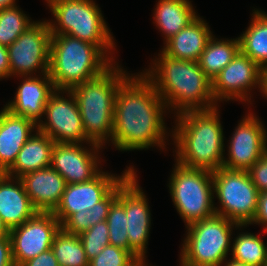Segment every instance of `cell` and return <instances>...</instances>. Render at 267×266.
Returning a JSON list of instances; mask_svg holds the SVG:
<instances>
[{"instance_id":"obj_29","label":"cell","mask_w":267,"mask_h":266,"mask_svg":"<svg viewBox=\"0 0 267 266\" xmlns=\"http://www.w3.org/2000/svg\"><path fill=\"white\" fill-rule=\"evenodd\" d=\"M51 250L59 266H89V261L79 236L68 233L62 228L53 238Z\"/></svg>"},{"instance_id":"obj_17","label":"cell","mask_w":267,"mask_h":266,"mask_svg":"<svg viewBox=\"0 0 267 266\" xmlns=\"http://www.w3.org/2000/svg\"><path fill=\"white\" fill-rule=\"evenodd\" d=\"M88 146L90 149L82 143L53 145L51 167L65 179L66 184L90 181L102 171L98 154L103 148L93 143Z\"/></svg>"},{"instance_id":"obj_41","label":"cell","mask_w":267,"mask_h":266,"mask_svg":"<svg viewBox=\"0 0 267 266\" xmlns=\"http://www.w3.org/2000/svg\"><path fill=\"white\" fill-rule=\"evenodd\" d=\"M16 5V0H0V10L10 8Z\"/></svg>"},{"instance_id":"obj_30","label":"cell","mask_w":267,"mask_h":266,"mask_svg":"<svg viewBox=\"0 0 267 266\" xmlns=\"http://www.w3.org/2000/svg\"><path fill=\"white\" fill-rule=\"evenodd\" d=\"M18 7L13 6L0 10V45L10 46L24 31L35 23Z\"/></svg>"},{"instance_id":"obj_13","label":"cell","mask_w":267,"mask_h":266,"mask_svg":"<svg viewBox=\"0 0 267 266\" xmlns=\"http://www.w3.org/2000/svg\"><path fill=\"white\" fill-rule=\"evenodd\" d=\"M254 87L262 90V68L239 51L212 81V95L216 103L236 99L251 104Z\"/></svg>"},{"instance_id":"obj_38","label":"cell","mask_w":267,"mask_h":266,"mask_svg":"<svg viewBox=\"0 0 267 266\" xmlns=\"http://www.w3.org/2000/svg\"><path fill=\"white\" fill-rule=\"evenodd\" d=\"M10 77L8 48L0 45V80Z\"/></svg>"},{"instance_id":"obj_39","label":"cell","mask_w":267,"mask_h":266,"mask_svg":"<svg viewBox=\"0 0 267 266\" xmlns=\"http://www.w3.org/2000/svg\"><path fill=\"white\" fill-rule=\"evenodd\" d=\"M260 92L267 98V64L262 68V90Z\"/></svg>"},{"instance_id":"obj_22","label":"cell","mask_w":267,"mask_h":266,"mask_svg":"<svg viewBox=\"0 0 267 266\" xmlns=\"http://www.w3.org/2000/svg\"><path fill=\"white\" fill-rule=\"evenodd\" d=\"M212 36L210 26L198 15L190 24L169 39L162 51L175 59L198 61Z\"/></svg>"},{"instance_id":"obj_24","label":"cell","mask_w":267,"mask_h":266,"mask_svg":"<svg viewBox=\"0 0 267 266\" xmlns=\"http://www.w3.org/2000/svg\"><path fill=\"white\" fill-rule=\"evenodd\" d=\"M197 17L189 0H159L154 9V23L164 35L165 44Z\"/></svg>"},{"instance_id":"obj_28","label":"cell","mask_w":267,"mask_h":266,"mask_svg":"<svg viewBox=\"0 0 267 266\" xmlns=\"http://www.w3.org/2000/svg\"><path fill=\"white\" fill-rule=\"evenodd\" d=\"M233 240L231 255L234 260L251 266H267V243H264L262 237L241 232Z\"/></svg>"},{"instance_id":"obj_26","label":"cell","mask_w":267,"mask_h":266,"mask_svg":"<svg viewBox=\"0 0 267 266\" xmlns=\"http://www.w3.org/2000/svg\"><path fill=\"white\" fill-rule=\"evenodd\" d=\"M213 35L198 62L204 74L213 81L221 70L229 64L240 51L239 37L234 39H217Z\"/></svg>"},{"instance_id":"obj_31","label":"cell","mask_w":267,"mask_h":266,"mask_svg":"<svg viewBox=\"0 0 267 266\" xmlns=\"http://www.w3.org/2000/svg\"><path fill=\"white\" fill-rule=\"evenodd\" d=\"M106 221L109 228V245L129 251L127 216L124 206L117 199L111 204Z\"/></svg>"},{"instance_id":"obj_5","label":"cell","mask_w":267,"mask_h":266,"mask_svg":"<svg viewBox=\"0 0 267 266\" xmlns=\"http://www.w3.org/2000/svg\"><path fill=\"white\" fill-rule=\"evenodd\" d=\"M114 62L95 44L67 34H52L49 76L55 90H71L99 76Z\"/></svg>"},{"instance_id":"obj_3","label":"cell","mask_w":267,"mask_h":266,"mask_svg":"<svg viewBox=\"0 0 267 266\" xmlns=\"http://www.w3.org/2000/svg\"><path fill=\"white\" fill-rule=\"evenodd\" d=\"M219 117L217 107L176 115L170 135L176 146L175 162L211 172L223 166L225 137Z\"/></svg>"},{"instance_id":"obj_32","label":"cell","mask_w":267,"mask_h":266,"mask_svg":"<svg viewBox=\"0 0 267 266\" xmlns=\"http://www.w3.org/2000/svg\"><path fill=\"white\" fill-rule=\"evenodd\" d=\"M82 242L87 260L96 257L105 246L109 245V228L107 221H101L78 235Z\"/></svg>"},{"instance_id":"obj_42","label":"cell","mask_w":267,"mask_h":266,"mask_svg":"<svg viewBox=\"0 0 267 266\" xmlns=\"http://www.w3.org/2000/svg\"><path fill=\"white\" fill-rule=\"evenodd\" d=\"M9 235V230L5 226V224L2 222V219L0 217V237Z\"/></svg>"},{"instance_id":"obj_23","label":"cell","mask_w":267,"mask_h":266,"mask_svg":"<svg viewBox=\"0 0 267 266\" xmlns=\"http://www.w3.org/2000/svg\"><path fill=\"white\" fill-rule=\"evenodd\" d=\"M35 132L23 145L14 164L5 172L6 175L21 178L25 174L51 166L55 142L38 129Z\"/></svg>"},{"instance_id":"obj_27","label":"cell","mask_w":267,"mask_h":266,"mask_svg":"<svg viewBox=\"0 0 267 266\" xmlns=\"http://www.w3.org/2000/svg\"><path fill=\"white\" fill-rule=\"evenodd\" d=\"M117 199V186L99 203L91 209L72 214L61 228L71 234L80 235L91 226L107 219L111 204Z\"/></svg>"},{"instance_id":"obj_6","label":"cell","mask_w":267,"mask_h":266,"mask_svg":"<svg viewBox=\"0 0 267 266\" xmlns=\"http://www.w3.org/2000/svg\"><path fill=\"white\" fill-rule=\"evenodd\" d=\"M46 2L55 18L54 21H47L51 34H67L95 44L114 61L111 51H115L116 45L95 1L46 0Z\"/></svg>"},{"instance_id":"obj_25","label":"cell","mask_w":267,"mask_h":266,"mask_svg":"<svg viewBox=\"0 0 267 266\" xmlns=\"http://www.w3.org/2000/svg\"><path fill=\"white\" fill-rule=\"evenodd\" d=\"M251 23L240 35V51L261 68L267 64V14L254 9Z\"/></svg>"},{"instance_id":"obj_36","label":"cell","mask_w":267,"mask_h":266,"mask_svg":"<svg viewBox=\"0 0 267 266\" xmlns=\"http://www.w3.org/2000/svg\"><path fill=\"white\" fill-rule=\"evenodd\" d=\"M20 266H59L56 257L51 249L40 253L38 256L31 258Z\"/></svg>"},{"instance_id":"obj_21","label":"cell","mask_w":267,"mask_h":266,"mask_svg":"<svg viewBox=\"0 0 267 266\" xmlns=\"http://www.w3.org/2000/svg\"><path fill=\"white\" fill-rule=\"evenodd\" d=\"M36 213L22 180L6 174L0 176V217L7 229L22 225Z\"/></svg>"},{"instance_id":"obj_8","label":"cell","mask_w":267,"mask_h":266,"mask_svg":"<svg viewBox=\"0 0 267 266\" xmlns=\"http://www.w3.org/2000/svg\"><path fill=\"white\" fill-rule=\"evenodd\" d=\"M169 179L174 206L186 227L216 214L212 172L175 163Z\"/></svg>"},{"instance_id":"obj_33","label":"cell","mask_w":267,"mask_h":266,"mask_svg":"<svg viewBox=\"0 0 267 266\" xmlns=\"http://www.w3.org/2000/svg\"><path fill=\"white\" fill-rule=\"evenodd\" d=\"M140 260L132 251L108 245L89 261V266H135Z\"/></svg>"},{"instance_id":"obj_35","label":"cell","mask_w":267,"mask_h":266,"mask_svg":"<svg viewBox=\"0 0 267 266\" xmlns=\"http://www.w3.org/2000/svg\"><path fill=\"white\" fill-rule=\"evenodd\" d=\"M253 223L261 225L264 233H267V191L259 193L257 211L250 225Z\"/></svg>"},{"instance_id":"obj_2","label":"cell","mask_w":267,"mask_h":266,"mask_svg":"<svg viewBox=\"0 0 267 266\" xmlns=\"http://www.w3.org/2000/svg\"><path fill=\"white\" fill-rule=\"evenodd\" d=\"M142 74L154 85L168 111L178 115L186 111L218 107L212 95V81L198 61L175 59L163 51Z\"/></svg>"},{"instance_id":"obj_37","label":"cell","mask_w":267,"mask_h":266,"mask_svg":"<svg viewBox=\"0 0 267 266\" xmlns=\"http://www.w3.org/2000/svg\"><path fill=\"white\" fill-rule=\"evenodd\" d=\"M0 266H15L9 235L0 237Z\"/></svg>"},{"instance_id":"obj_12","label":"cell","mask_w":267,"mask_h":266,"mask_svg":"<svg viewBox=\"0 0 267 266\" xmlns=\"http://www.w3.org/2000/svg\"><path fill=\"white\" fill-rule=\"evenodd\" d=\"M45 116L47 119L39 122L38 130L55 143H91L86 138L80 110L70 90H55L51 94L45 106Z\"/></svg>"},{"instance_id":"obj_34","label":"cell","mask_w":267,"mask_h":266,"mask_svg":"<svg viewBox=\"0 0 267 266\" xmlns=\"http://www.w3.org/2000/svg\"><path fill=\"white\" fill-rule=\"evenodd\" d=\"M248 173L260 193L267 191V151L253 164Z\"/></svg>"},{"instance_id":"obj_43","label":"cell","mask_w":267,"mask_h":266,"mask_svg":"<svg viewBox=\"0 0 267 266\" xmlns=\"http://www.w3.org/2000/svg\"><path fill=\"white\" fill-rule=\"evenodd\" d=\"M149 265L148 263L146 264V260H140L135 266H146Z\"/></svg>"},{"instance_id":"obj_14","label":"cell","mask_w":267,"mask_h":266,"mask_svg":"<svg viewBox=\"0 0 267 266\" xmlns=\"http://www.w3.org/2000/svg\"><path fill=\"white\" fill-rule=\"evenodd\" d=\"M61 224L53 213L37 212L22 225L9 231L15 266L51 249Z\"/></svg>"},{"instance_id":"obj_1","label":"cell","mask_w":267,"mask_h":266,"mask_svg":"<svg viewBox=\"0 0 267 266\" xmlns=\"http://www.w3.org/2000/svg\"><path fill=\"white\" fill-rule=\"evenodd\" d=\"M167 110L163 98L142 72L131 74L117 90L111 143L120 151L154 146L165 149L169 135L163 116Z\"/></svg>"},{"instance_id":"obj_7","label":"cell","mask_w":267,"mask_h":266,"mask_svg":"<svg viewBox=\"0 0 267 266\" xmlns=\"http://www.w3.org/2000/svg\"><path fill=\"white\" fill-rule=\"evenodd\" d=\"M234 227L242 230L247 225L218 214L188 225L180 252L181 266H222L231 250Z\"/></svg>"},{"instance_id":"obj_44","label":"cell","mask_w":267,"mask_h":266,"mask_svg":"<svg viewBox=\"0 0 267 266\" xmlns=\"http://www.w3.org/2000/svg\"><path fill=\"white\" fill-rule=\"evenodd\" d=\"M5 172L0 168V176L4 175Z\"/></svg>"},{"instance_id":"obj_20","label":"cell","mask_w":267,"mask_h":266,"mask_svg":"<svg viewBox=\"0 0 267 266\" xmlns=\"http://www.w3.org/2000/svg\"><path fill=\"white\" fill-rule=\"evenodd\" d=\"M38 129L35 122L14 115L5 107L0 111V168L6 172L15 162L23 145Z\"/></svg>"},{"instance_id":"obj_16","label":"cell","mask_w":267,"mask_h":266,"mask_svg":"<svg viewBox=\"0 0 267 266\" xmlns=\"http://www.w3.org/2000/svg\"><path fill=\"white\" fill-rule=\"evenodd\" d=\"M132 170H135L134 167H127L120 176L101 171L90 181L67 184L53 215L62 225L72 214L91 209L102 201Z\"/></svg>"},{"instance_id":"obj_4","label":"cell","mask_w":267,"mask_h":266,"mask_svg":"<svg viewBox=\"0 0 267 266\" xmlns=\"http://www.w3.org/2000/svg\"><path fill=\"white\" fill-rule=\"evenodd\" d=\"M115 62L99 76L70 90L80 110L86 138L102 148L112 139L117 90L130 75Z\"/></svg>"},{"instance_id":"obj_19","label":"cell","mask_w":267,"mask_h":266,"mask_svg":"<svg viewBox=\"0 0 267 266\" xmlns=\"http://www.w3.org/2000/svg\"><path fill=\"white\" fill-rule=\"evenodd\" d=\"M37 212L53 213L66 188L65 179L51 166L20 178Z\"/></svg>"},{"instance_id":"obj_9","label":"cell","mask_w":267,"mask_h":266,"mask_svg":"<svg viewBox=\"0 0 267 266\" xmlns=\"http://www.w3.org/2000/svg\"><path fill=\"white\" fill-rule=\"evenodd\" d=\"M215 198L220 205L215 206L216 214L239 225H247L254 220L259 191L252 183L247 170L219 168L212 172Z\"/></svg>"},{"instance_id":"obj_18","label":"cell","mask_w":267,"mask_h":266,"mask_svg":"<svg viewBox=\"0 0 267 266\" xmlns=\"http://www.w3.org/2000/svg\"><path fill=\"white\" fill-rule=\"evenodd\" d=\"M21 81L14 99L4 107L14 115L28 118L37 125L43 118L45 106L55 91L49 73L40 76H20Z\"/></svg>"},{"instance_id":"obj_15","label":"cell","mask_w":267,"mask_h":266,"mask_svg":"<svg viewBox=\"0 0 267 266\" xmlns=\"http://www.w3.org/2000/svg\"><path fill=\"white\" fill-rule=\"evenodd\" d=\"M263 125L252 112L240 120L228 143L223 168L248 171L263 156L267 151V132Z\"/></svg>"},{"instance_id":"obj_10","label":"cell","mask_w":267,"mask_h":266,"mask_svg":"<svg viewBox=\"0 0 267 266\" xmlns=\"http://www.w3.org/2000/svg\"><path fill=\"white\" fill-rule=\"evenodd\" d=\"M51 36L48 22L36 21L8 46L10 77L48 73Z\"/></svg>"},{"instance_id":"obj_40","label":"cell","mask_w":267,"mask_h":266,"mask_svg":"<svg viewBox=\"0 0 267 266\" xmlns=\"http://www.w3.org/2000/svg\"><path fill=\"white\" fill-rule=\"evenodd\" d=\"M224 262L222 263V266H223V264H225L224 266H251V265H248L246 263L234 260L233 258H231V260L229 259L228 261L226 259Z\"/></svg>"},{"instance_id":"obj_11","label":"cell","mask_w":267,"mask_h":266,"mask_svg":"<svg viewBox=\"0 0 267 266\" xmlns=\"http://www.w3.org/2000/svg\"><path fill=\"white\" fill-rule=\"evenodd\" d=\"M136 172L132 170L117 185V200L124 206L127 216L129 251L145 260L151 229V212L148 198L138 184Z\"/></svg>"}]
</instances>
